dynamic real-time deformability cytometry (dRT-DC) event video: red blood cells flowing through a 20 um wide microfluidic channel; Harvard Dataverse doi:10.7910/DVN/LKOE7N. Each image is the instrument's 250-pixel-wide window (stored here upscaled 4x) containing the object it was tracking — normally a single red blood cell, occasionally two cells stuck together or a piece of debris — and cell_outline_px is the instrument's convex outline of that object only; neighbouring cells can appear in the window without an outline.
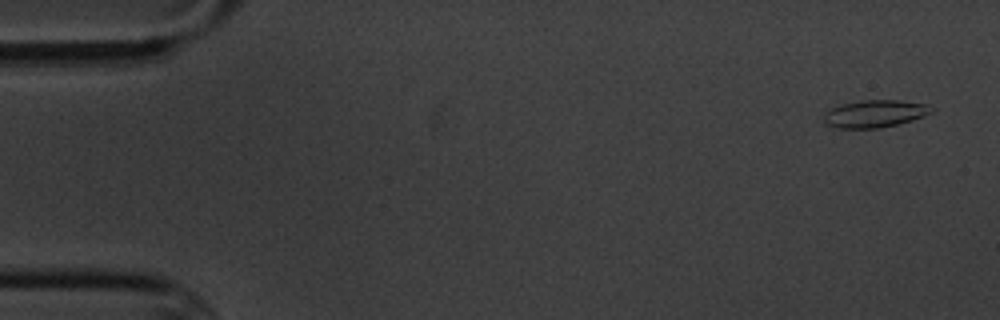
{"species": "common noctule bat (a hibernating species)", "species_latin": "Nyctalus noctula", "temperature_condition": "cold", "stored_images_in_passage": 5, "camera_frame_rate_fps": 3000, "um_per_image_px": 0.085, "animal": {"sex": "male", "body_mass_g": 20.1, "forearm_length_mm": 53.5}, "frame": {"image": 1, "passage_image": 1, "time_ms": 0.0, "image_size_px": [1000, 320], "cell_outline_px": [[936, 108], [932, 112], [924, 116], [912, 120], [880, 128], [832, 128], [824, 124], [824, 112], [832, 108], [844, 104], [860, 100], [896, 100], [928, 104]], "centroid_in_image_um": [74.36, 9.67], "position_along_channel_um": 10.6, "area_um2": 17.28}}
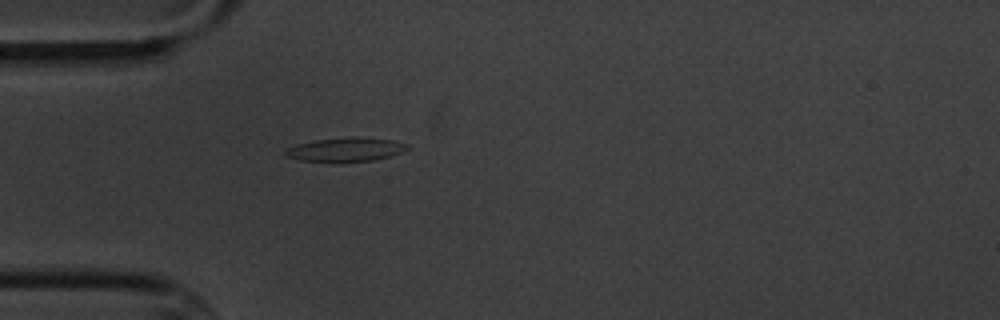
{"frame": {"image": 2, "passage_image": 5, "time_ms": 4.667, "image_size_px": [1000, 320], "cell_outline_px": [[408, 148], [400, 152], [388, 156], [372, 160], [340, 164], [300, 160], [284, 156], [284, 148], [296, 144], [316, 140], [348, 136], [392, 140], [408, 144]], "centroid_in_image_um": [29.27, 12.74], "position_along_channel_um": 55.7, "area_um2": 17.46}}